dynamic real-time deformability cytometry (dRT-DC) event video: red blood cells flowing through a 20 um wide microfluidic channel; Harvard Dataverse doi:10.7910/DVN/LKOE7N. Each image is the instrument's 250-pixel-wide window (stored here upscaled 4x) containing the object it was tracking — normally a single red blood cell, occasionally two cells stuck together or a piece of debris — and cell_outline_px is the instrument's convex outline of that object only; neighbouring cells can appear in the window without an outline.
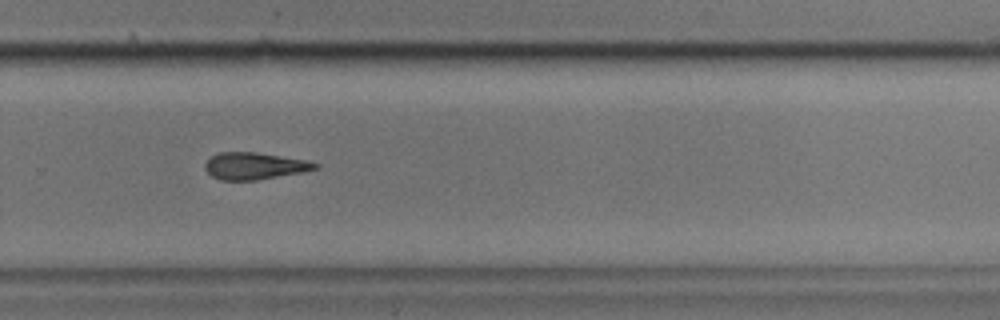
{"species": "common noctule bat (a hibernating species)", "species_latin": "Nyctalus noctula", "temperature_condition": "cold", "stored_images_in_passage": 48, "camera_frame_rate_fps": 3000, "um_per_image_px": 0.085, "animal": {"sex": "male", "body_mass_g": 17.9}, "frame": {"image": 1, "passage_image": 28, "time_ms": 9.0, "image_size_px": [1000, 320], "cell_outline_px": [[320, 168], [300, 172], [256, 180], [220, 180], [212, 176], [204, 168], [204, 164], [212, 156], [220, 152], [256, 152], [304, 160], [320, 164]], "centroid_in_image_um": [21.61, 14.1], "position_along_channel_um": 308.2, "area_um2": 17.05}}